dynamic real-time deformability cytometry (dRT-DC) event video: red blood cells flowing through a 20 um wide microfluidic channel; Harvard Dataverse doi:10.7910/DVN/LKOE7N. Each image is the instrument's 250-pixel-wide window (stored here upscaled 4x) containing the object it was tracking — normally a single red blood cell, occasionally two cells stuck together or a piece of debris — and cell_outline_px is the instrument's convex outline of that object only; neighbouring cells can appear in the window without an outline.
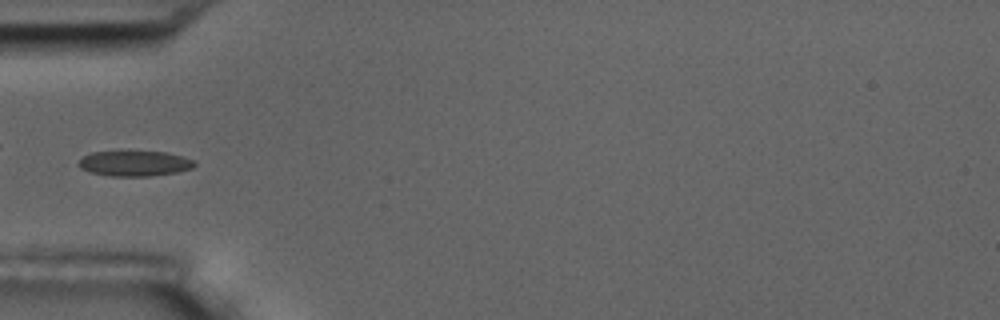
{"species": "common noctule bat (a hibernating species)", "species_latin": "Nyctalus noctula", "temperature_condition": "room temperature", "stored_images_in_passage": 10, "camera_frame_rate_fps": 3000, "um_per_image_px": 0.085, "animal": {"sex": "male", "body_mass_g": 17.5, "forearm_length_mm": 52.3}, "frame": {"image": 1, "passage_image": 5, "time_ms": 4.667, "image_size_px": [1000, 320], "cell_outline_px": [[196, 164], [192, 168], [176, 172], [148, 176], [112, 176], [92, 172], [80, 168], [76, 164], [84, 156], [92, 152], [164, 152], [196, 160]], "centroid_in_image_um": [11.44, 13.9], "position_along_channel_um": 73.6, "area_um2": 16.82}}
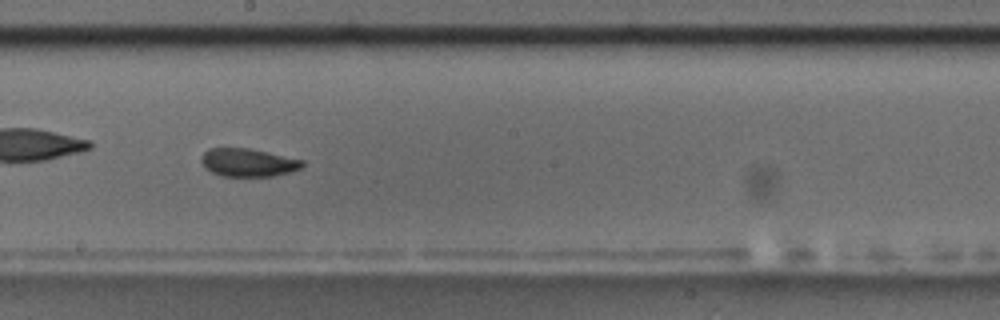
{"frame": {"image": 2, "passage_image": 9, "time_ms": 9.0, "image_size_px": [1000, 320], "cell_outline_px": [[304, 164], [300, 168], [288, 172], [272, 176], [220, 176], [204, 168], [200, 160], [200, 156], [208, 148], [248, 148], [304, 160]], "centroid_in_image_um": [21.03, 13.81], "position_along_channel_um": 227.2, "area_um2": 16.53}}
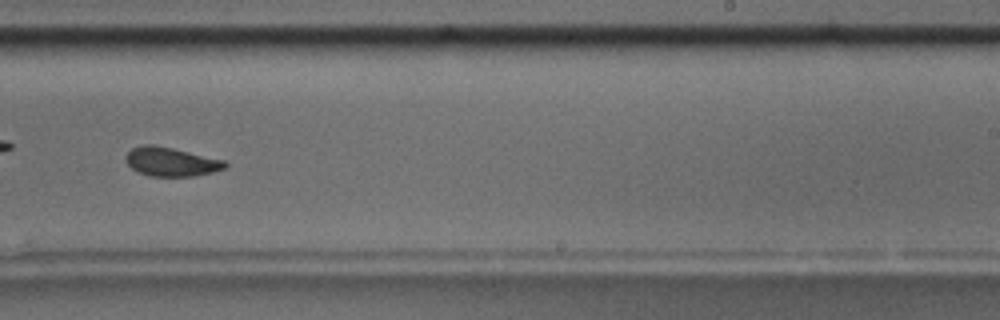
{"frame": {"image": 3, "passage_image": 10, "time_ms": 10.333, "image_size_px": [1000, 320], "cell_outline_px": [[228, 168], [196, 176], [148, 176], [132, 168], [128, 164], [124, 156], [132, 148], [144, 144], [152, 144], [172, 148], [224, 160], [228, 164]], "centroid_in_image_um": [14.56, 13.75], "position_along_channel_um": 274.4, "area_um2": 16.7}}